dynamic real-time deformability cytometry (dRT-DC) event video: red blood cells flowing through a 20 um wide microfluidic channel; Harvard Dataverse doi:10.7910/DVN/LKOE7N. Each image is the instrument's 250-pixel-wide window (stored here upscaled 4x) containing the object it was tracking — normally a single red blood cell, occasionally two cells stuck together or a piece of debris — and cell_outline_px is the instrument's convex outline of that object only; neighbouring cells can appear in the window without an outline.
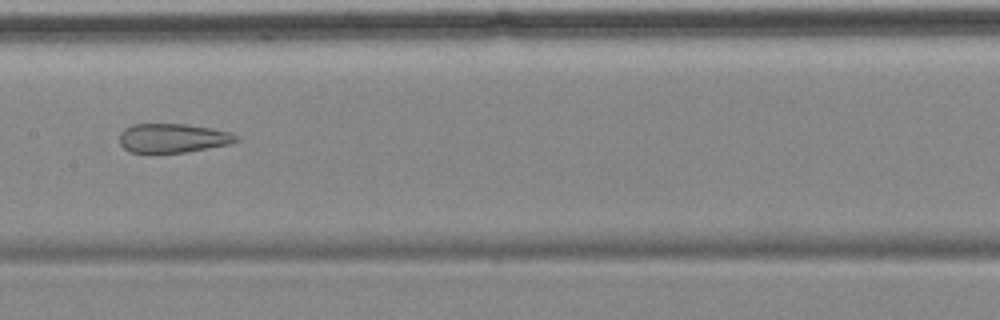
{"species": "common noctule bat (a hibernating species)", "species_latin": "Nyctalus noctula", "temperature_condition": "cold", "stored_images_in_passage": 10, "camera_frame_rate_fps": 3000, "um_per_image_px": 0.085, "animal": {"sex": "female", "body_mass_g": 18.4}, "frame": {"image": 1, "passage_image": 7, "time_ms": 8.0, "image_size_px": [1000, 320], "cell_outline_px": [[240, 140], [228, 144], [184, 152], [132, 152], [124, 148], [120, 144], [120, 132], [124, 128], [132, 124], [184, 124], [212, 128], [232, 132], [240, 136]], "centroid_in_image_um": [14.71, 11.72], "position_along_channel_um": 192.7, "area_um2": 19.71}}